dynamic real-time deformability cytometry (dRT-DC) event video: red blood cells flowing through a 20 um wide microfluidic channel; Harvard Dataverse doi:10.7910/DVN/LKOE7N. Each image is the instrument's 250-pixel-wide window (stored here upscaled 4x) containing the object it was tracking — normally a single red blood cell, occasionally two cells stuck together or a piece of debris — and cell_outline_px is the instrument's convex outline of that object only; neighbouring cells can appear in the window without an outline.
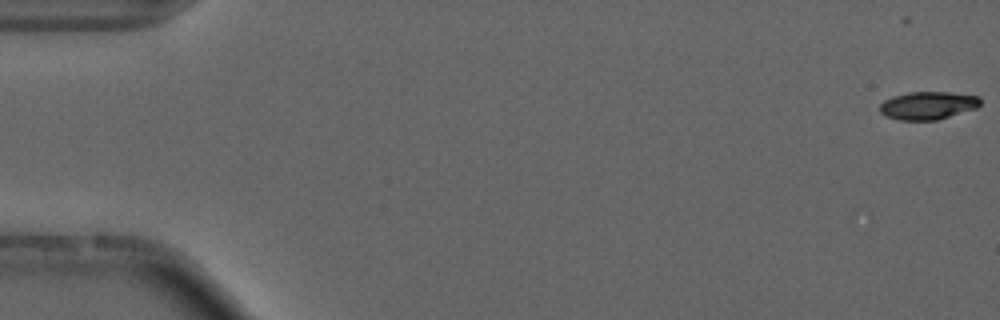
{"species": "common noctule bat (a hibernating species)", "species_latin": "Nyctalus noctula", "temperature_condition": "cold", "stored_images_in_passage": 57, "camera_frame_rate_fps": 3000, "um_per_image_px": 0.085, "animal": {"sex": "male", "forearm_length_mm": 52.5}, "frame": {"image": 1, "passage_image": 2, "time_ms": 0.333, "image_size_px": [1000, 320], "cell_outline_px": [[980, 104], [976, 108], [936, 120], [900, 120], [884, 116], [880, 112], [880, 104], [884, 100], [892, 96], [908, 92], [948, 92], [980, 96]], "centroid_in_image_um": [78.84, 8.96], "position_along_channel_um": 6.2, "area_um2": 16.36}}
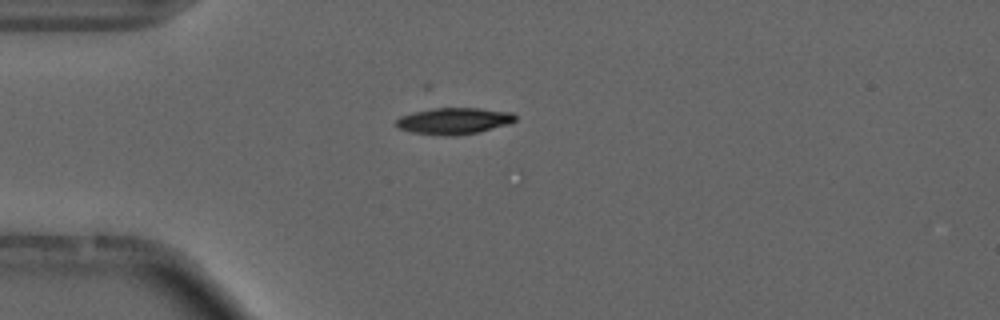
{"frame": {"image": 2, "passage_image": 16, "time_ms": 5.0, "image_size_px": [1000, 320], "cell_outline_px": [[516, 120], [508, 124], [476, 132], [452, 136], [444, 136], [412, 132], [396, 128], [396, 120], [400, 116], [416, 112], [436, 108], [480, 108], [512, 112], [516, 116]], "centroid_in_image_um": [38.57, 10.28], "position_along_channel_um": 46.4, "area_um2": 18.21}, "authors_computed_cell_mechanics": {"area_um2": 17.8602, "velocity_mm_per_s": 3.7188, "shape_relaxation_time_tau1_ms": 4.1972, "shape_relaxation_time_tau2_ms": null, "deformation_change_tau1": 0.1226, "deformation_change_tau2": null}}